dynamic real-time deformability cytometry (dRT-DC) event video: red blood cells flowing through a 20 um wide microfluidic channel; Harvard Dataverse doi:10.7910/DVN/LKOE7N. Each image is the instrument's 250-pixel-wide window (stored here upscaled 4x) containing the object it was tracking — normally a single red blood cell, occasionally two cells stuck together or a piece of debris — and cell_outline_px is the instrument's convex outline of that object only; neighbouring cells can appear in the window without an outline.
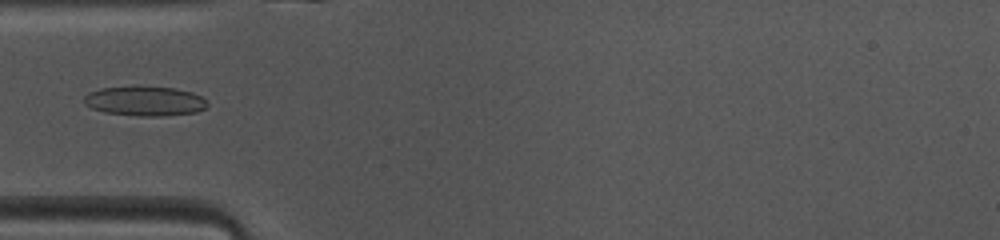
{"species": "common noctule bat (a hibernating species)", "species_latin": "Nyctalus noctula", "temperature_condition": "warm", "stored_images_in_passage": 41, "camera_frame_rate_fps": 3000, "um_per_image_px": 0.085, "animal": {"sex": "female", "body_mass_g": 10.0, "forearm_length_mm": 53.1}, "frame": {"image": 1, "passage_image": 7, "time_ms": 2.0, "image_size_px": [1000, 240], "cell_outline_px": [[208, 104], [204, 108], [196, 112], [160, 116], [140, 116], [104, 112], [92, 108], [84, 104], [84, 96], [88, 92], [100, 88], [132, 84], [176, 88], [192, 92], [200, 96]], "centroid_in_image_um": [12.25, 8.55], "position_along_channel_um": 72.7, "area_um2": 21.79}}
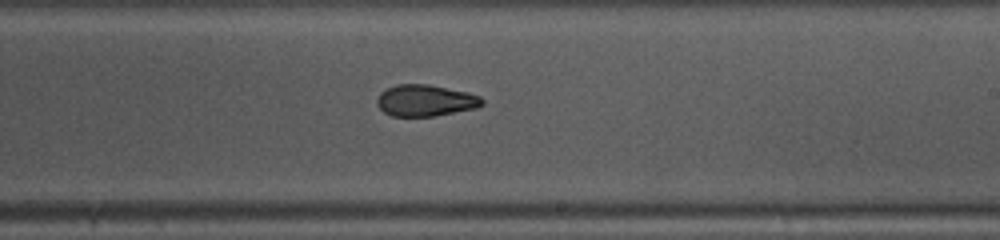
{"frame": {"image": 2, "passage_image": 20, "time_ms": 6.333, "image_size_px": [1000, 240], "cell_outline_px": [[484, 104], [476, 108], [436, 116], [392, 116], [384, 112], [376, 104], [376, 100], [380, 92], [396, 84], [428, 84], [468, 92], [480, 96], [484, 100]], "centroid_in_image_um": [36.17, 8.54], "position_along_channel_um": 252.8, "area_um2": 19.42}}
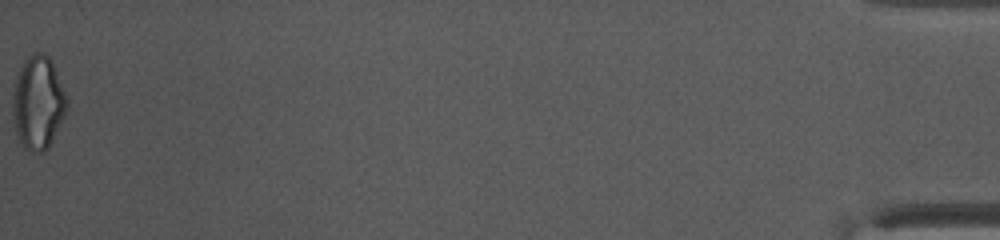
{"frame": {"image": 3, "passage_image": 41, "time_ms": 13.333, "image_size_px": [1000, 240], "cell_outline_px": [[68, 108], [48, 148], [44, 152], [32, 152], [24, 148], [20, 144], [16, 136], [12, 116], [12, 92], [20, 68], [24, 60], [28, 56], [36, 52], [40, 52], [48, 56], [52, 60], [68, 100]], "centroid_in_image_um": [3.22, 8.75], "position_along_channel_um": 432.0, "area_um2": 29.77}, "authors_computed_cell_mechanics": {"area_um2": 20.2878, "velocity_mm_per_s": 4.1169, "shape_relaxation_time_tau1_ms": 10.3753, "shape_relaxation_time_tau2_ms": 2.4835, "deformation_change_tau1": 0.2083, "deformation_change_tau2": 0.0919}}